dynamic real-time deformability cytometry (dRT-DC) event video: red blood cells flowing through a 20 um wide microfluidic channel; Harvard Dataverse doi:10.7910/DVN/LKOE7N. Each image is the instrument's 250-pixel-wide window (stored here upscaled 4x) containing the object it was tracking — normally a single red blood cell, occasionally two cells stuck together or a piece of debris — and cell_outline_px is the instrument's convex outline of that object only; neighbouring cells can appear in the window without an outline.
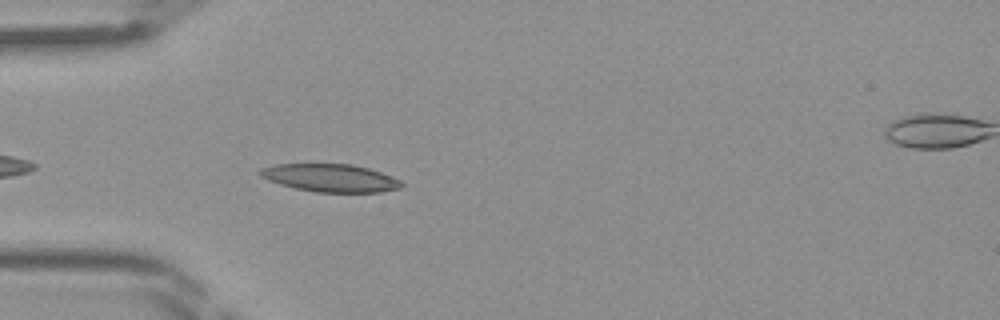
{"species": "Egyptian fruit bat (a non-hibernating species)", "species_latin": "Rousettus aegyptiacus", "temperature_condition": "room temperature", "stored_images_in_passage": 34, "camera_frame_rate_fps": 3000, "um_per_image_px": 0.085, "frame": {"image": 1, "passage_image": 3, "time_ms": 0.667, "image_size_px": [1000, 320], "cell_outline_px": [[404, 184], [400, 188], [380, 192], [316, 192], [296, 188], [280, 184], [268, 180], [260, 176], [260, 168], [276, 164], [352, 164], [368, 168], [392, 176], [400, 180]], "centroid_in_image_um": [28.09, 15.12], "position_along_channel_um": 56.9, "area_um2": 22.83}}
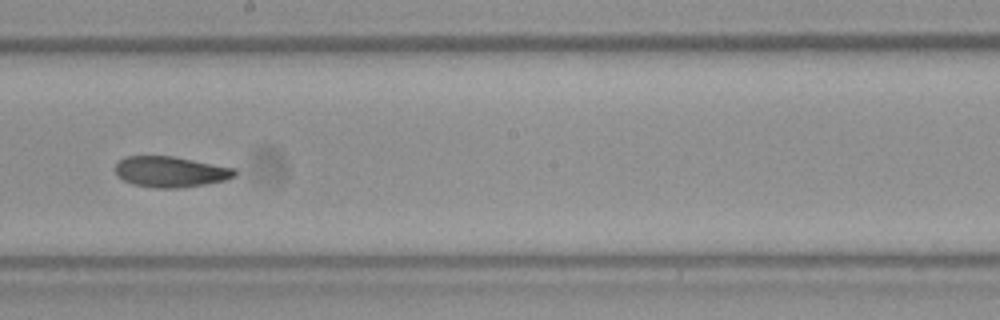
{"frame": {"image": 2, "passage_image": 15, "time_ms": 4.667, "image_size_px": [1000, 320], "cell_outline_px": [[236, 176], [224, 180], [204, 184], [180, 188], [156, 188], [132, 184], [116, 176], [116, 164], [124, 156], [172, 156], [236, 168]], "centroid_in_image_um": [14.48, 14.6], "position_along_channel_um": 233.7, "area_um2": 21.39}}
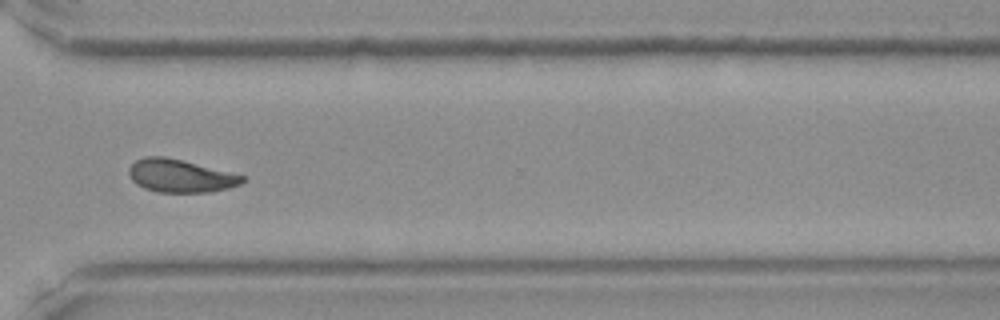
{"frame": {"image": 3, "passage_image": 23, "time_ms": 7.333, "image_size_px": [1000, 320], "cell_outline_px": [[248, 180], [240, 184], [228, 188], [208, 192], [156, 192], [144, 188], [136, 184], [132, 180], [128, 172], [128, 168], [136, 160], [144, 156], [164, 156], [244, 176]], "centroid_in_image_um": [15.29, 14.95], "position_along_channel_um": 355.3, "area_um2": 21.56}}